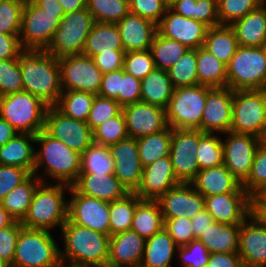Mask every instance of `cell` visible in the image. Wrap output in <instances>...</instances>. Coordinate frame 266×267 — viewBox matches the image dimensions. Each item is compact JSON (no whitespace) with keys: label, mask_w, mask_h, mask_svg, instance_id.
<instances>
[{"label":"cell","mask_w":266,"mask_h":267,"mask_svg":"<svg viewBox=\"0 0 266 267\" xmlns=\"http://www.w3.org/2000/svg\"><path fill=\"white\" fill-rule=\"evenodd\" d=\"M174 89L168 71L155 67L141 79V101L166 109Z\"/></svg>","instance_id":"cell-31"},{"label":"cell","mask_w":266,"mask_h":267,"mask_svg":"<svg viewBox=\"0 0 266 267\" xmlns=\"http://www.w3.org/2000/svg\"><path fill=\"white\" fill-rule=\"evenodd\" d=\"M238 254L244 267H266V227L252 214L240 224Z\"/></svg>","instance_id":"cell-22"},{"label":"cell","mask_w":266,"mask_h":267,"mask_svg":"<svg viewBox=\"0 0 266 267\" xmlns=\"http://www.w3.org/2000/svg\"><path fill=\"white\" fill-rule=\"evenodd\" d=\"M234 91L229 87H207V99L201 118L204 133H227L232 125Z\"/></svg>","instance_id":"cell-17"},{"label":"cell","mask_w":266,"mask_h":267,"mask_svg":"<svg viewBox=\"0 0 266 267\" xmlns=\"http://www.w3.org/2000/svg\"><path fill=\"white\" fill-rule=\"evenodd\" d=\"M15 220L9 215V213L0 204V229H3L11 225Z\"/></svg>","instance_id":"cell-72"},{"label":"cell","mask_w":266,"mask_h":267,"mask_svg":"<svg viewBox=\"0 0 266 267\" xmlns=\"http://www.w3.org/2000/svg\"><path fill=\"white\" fill-rule=\"evenodd\" d=\"M38 143L40 150H35L34 174L45 183L43 175L37 174L39 168L44 167L47 179L53 178L55 183L71 186L79 176L81 154L50 136L44 129L35 135V144Z\"/></svg>","instance_id":"cell-3"},{"label":"cell","mask_w":266,"mask_h":267,"mask_svg":"<svg viewBox=\"0 0 266 267\" xmlns=\"http://www.w3.org/2000/svg\"><path fill=\"white\" fill-rule=\"evenodd\" d=\"M48 107L33 94L20 91L2 96L0 118L9 122L18 133L36 135L44 129Z\"/></svg>","instance_id":"cell-7"},{"label":"cell","mask_w":266,"mask_h":267,"mask_svg":"<svg viewBox=\"0 0 266 267\" xmlns=\"http://www.w3.org/2000/svg\"><path fill=\"white\" fill-rule=\"evenodd\" d=\"M175 0H166L167 4L170 5L172 2H174Z\"/></svg>","instance_id":"cell-74"},{"label":"cell","mask_w":266,"mask_h":267,"mask_svg":"<svg viewBox=\"0 0 266 267\" xmlns=\"http://www.w3.org/2000/svg\"><path fill=\"white\" fill-rule=\"evenodd\" d=\"M68 201V219L83 227L110 235L109 202L78 193L72 186Z\"/></svg>","instance_id":"cell-16"},{"label":"cell","mask_w":266,"mask_h":267,"mask_svg":"<svg viewBox=\"0 0 266 267\" xmlns=\"http://www.w3.org/2000/svg\"><path fill=\"white\" fill-rule=\"evenodd\" d=\"M196 68L197 49H188L183 56L167 70L174 88L199 85Z\"/></svg>","instance_id":"cell-44"},{"label":"cell","mask_w":266,"mask_h":267,"mask_svg":"<svg viewBox=\"0 0 266 267\" xmlns=\"http://www.w3.org/2000/svg\"><path fill=\"white\" fill-rule=\"evenodd\" d=\"M121 91V69L104 73L101 87L97 95L114 99L119 103V92Z\"/></svg>","instance_id":"cell-62"},{"label":"cell","mask_w":266,"mask_h":267,"mask_svg":"<svg viewBox=\"0 0 266 267\" xmlns=\"http://www.w3.org/2000/svg\"><path fill=\"white\" fill-rule=\"evenodd\" d=\"M24 51L19 34L0 33V59H15Z\"/></svg>","instance_id":"cell-63"},{"label":"cell","mask_w":266,"mask_h":267,"mask_svg":"<svg viewBox=\"0 0 266 267\" xmlns=\"http://www.w3.org/2000/svg\"><path fill=\"white\" fill-rule=\"evenodd\" d=\"M203 47L227 66L239 43L230 25H217L208 28Z\"/></svg>","instance_id":"cell-36"},{"label":"cell","mask_w":266,"mask_h":267,"mask_svg":"<svg viewBox=\"0 0 266 267\" xmlns=\"http://www.w3.org/2000/svg\"><path fill=\"white\" fill-rule=\"evenodd\" d=\"M79 173L114 174V159L108 146L92 143L82 152Z\"/></svg>","instance_id":"cell-43"},{"label":"cell","mask_w":266,"mask_h":267,"mask_svg":"<svg viewBox=\"0 0 266 267\" xmlns=\"http://www.w3.org/2000/svg\"><path fill=\"white\" fill-rule=\"evenodd\" d=\"M230 131L264 138L266 133V89L234 91Z\"/></svg>","instance_id":"cell-10"},{"label":"cell","mask_w":266,"mask_h":267,"mask_svg":"<svg viewBox=\"0 0 266 267\" xmlns=\"http://www.w3.org/2000/svg\"><path fill=\"white\" fill-rule=\"evenodd\" d=\"M124 50H111V52H101L92 57L95 65L104 73L116 71L123 68Z\"/></svg>","instance_id":"cell-60"},{"label":"cell","mask_w":266,"mask_h":267,"mask_svg":"<svg viewBox=\"0 0 266 267\" xmlns=\"http://www.w3.org/2000/svg\"><path fill=\"white\" fill-rule=\"evenodd\" d=\"M207 267H244L238 253H210Z\"/></svg>","instance_id":"cell-64"},{"label":"cell","mask_w":266,"mask_h":267,"mask_svg":"<svg viewBox=\"0 0 266 267\" xmlns=\"http://www.w3.org/2000/svg\"><path fill=\"white\" fill-rule=\"evenodd\" d=\"M23 91L48 106H55L62 93L58 58L45 50H24L19 55Z\"/></svg>","instance_id":"cell-2"},{"label":"cell","mask_w":266,"mask_h":267,"mask_svg":"<svg viewBox=\"0 0 266 267\" xmlns=\"http://www.w3.org/2000/svg\"><path fill=\"white\" fill-rule=\"evenodd\" d=\"M114 159V175L127 188L134 192L141 182L143 166L139 158L136 138H126L108 146Z\"/></svg>","instance_id":"cell-19"},{"label":"cell","mask_w":266,"mask_h":267,"mask_svg":"<svg viewBox=\"0 0 266 267\" xmlns=\"http://www.w3.org/2000/svg\"><path fill=\"white\" fill-rule=\"evenodd\" d=\"M223 141V164L243 183L249 176L258 145L263 140L252 134L229 131Z\"/></svg>","instance_id":"cell-15"},{"label":"cell","mask_w":266,"mask_h":267,"mask_svg":"<svg viewBox=\"0 0 266 267\" xmlns=\"http://www.w3.org/2000/svg\"><path fill=\"white\" fill-rule=\"evenodd\" d=\"M169 5L166 0H129V11L132 14L159 24Z\"/></svg>","instance_id":"cell-55"},{"label":"cell","mask_w":266,"mask_h":267,"mask_svg":"<svg viewBox=\"0 0 266 267\" xmlns=\"http://www.w3.org/2000/svg\"><path fill=\"white\" fill-rule=\"evenodd\" d=\"M35 135L17 133L5 145L0 147V165L18 166L34 174Z\"/></svg>","instance_id":"cell-30"},{"label":"cell","mask_w":266,"mask_h":267,"mask_svg":"<svg viewBox=\"0 0 266 267\" xmlns=\"http://www.w3.org/2000/svg\"><path fill=\"white\" fill-rule=\"evenodd\" d=\"M64 11L43 10L25 0L19 39L24 50H46L64 17Z\"/></svg>","instance_id":"cell-8"},{"label":"cell","mask_w":266,"mask_h":267,"mask_svg":"<svg viewBox=\"0 0 266 267\" xmlns=\"http://www.w3.org/2000/svg\"><path fill=\"white\" fill-rule=\"evenodd\" d=\"M125 117L122 111L107 119L93 131V143L109 146L128 138Z\"/></svg>","instance_id":"cell-47"},{"label":"cell","mask_w":266,"mask_h":267,"mask_svg":"<svg viewBox=\"0 0 266 267\" xmlns=\"http://www.w3.org/2000/svg\"><path fill=\"white\" fill-rule=\"evenodd\" d=\"M178 247L163 227L146 239L144 255L139 267H169Z\"/></svg>","instance_id":"cell-33"},{"label":"cell","mask_w":266,"mask_h":267,"mask_svg":"<svg viewBox=\"0 0 266 267\" xmlns=\"http://www.w3.org/2000/svg\"><path fill=\"white\" fill-rule=\"evenodd\" d=\"M141 101V79L127 74L121 69V91L119 92V104L125 105Z\"/></svg>","instance_id":"cell-59"},{"label":"cell","mask_w":266,"mask_h":267,"mask_svg":"<svg viewBox=\"0 0 266 267\" xmlns=\"http://www.w3.org/2000/svg\"><path fill=\"white\" fill-rule=\"evenodd\" d=\"M65 191L70 185L41 183L35 190L33 200L21 225L26 228L48 230L62 227L68 219V202Z\"/></svg>","instance_id":"cell-4"},{"label":"cell","mask_w":266,"mask_h":267,"mask_svg":"<svg viewBox=\"0 0 266 267\" xmlns=\"http://www.w3.org/2000/svg\"><path fill=\"white\" fill-rule=\"evenodd\" d=\"M22 228L20 221H14L11 225L0 229V258L10 266L15 255L18 235Z\"/></svg>","instance_id":"cell-57"},{"label":"cell","mask_w":266,"mask_h":267,"mask_svg":"<svg viewBox=\"0 0 266 267\" xmlns=\"http://www.w3.org/2000/svg\"><path fill=\"white\" fill-rule=\"evenodd\" d=\"M196 2L197 0H175L169 5V8L179 15L193 19Z\"/></svg>","instance_id":"cell-66"},{"label":"cell","mask_w":266,"mask_h":267,"mask_svg":"<svg viewBox=\"0 0 266 267\" xmlns=\"http://www.w3.org/2000/svg\"><path fill=\"white\" fill-rule=\"evenodd\" d=\"M116 26L125 52L150 50L157 24L129 12Z\"/></svg>","instance_id":"cell-27"},{"label":"cell","mask_w":266,"mask_h":267,"mask_svg":"<svg viewBox=\"0 0 266 267\" xmlns=\"http://www.w3.org/2000/svg\"><path fill=\"white\" fill-rule=\"evenodd\" d=\"M155 68L150 50L125 52L123 69L127 74L143 79Z\"/></svg>","instance_id":"cell-53"},{"label":"cell","mask_w":266,"mask_h":267,"mask_svg":"<svg viewBox=\"0 0 266 267\" xmlns=\"http://www.w3.org/2000/svg\"><path fill=\"white\" fill-rule=\"evenodd\" d=\"M122 113L130 138L148 136L168 126L165 109L142 101L123 106Z\"/></svg>","instance_id":"cell-21"},{"label":"cell","mask_w":266,"mask_h":267,"mask_svg":"<svg viewBox=\"0 0 266 267\" xmlns=\"http://www.w3.org/2000/svg\"><path fill=\"white\" fill-rule=\"evenodd\" d=\"M44 130L80 154L93 143V131L86 122L64 115L55 106L46 111Z\"/></svg>","instance_id":"cell-14"},{"label":"cell","mask_w":266,"mask_h":267,"mask_svg":"<svg viewBox=\"0 0 266 267\" xmlns=\"http://www.w3.org/2000/svg\"><path fill=\"white\" fill-rule=\"evenodd\" d=\"M250 206H266V183L250 196Z\"/></svg>","instance_id":"cell-69"},{"label":"cell","mask_w":266,"mask_h":267,"mask_svg":"<svg viewBox=\"0 0 266 267\" xmlns=\"http://www.w3.org/2000/svg\"><path fill=\"white\" fill-rule=\"evenodd\" d=\"M163 226L164 220L157 200L141 199L136 205L131 230L147 239Z\"/></svg>","instance_id":"cell-37"},{"label":"cell","mask_w":266,"mask_h":267,"mask_svg":"<svg viewBox=\"0 0 266 267\" xmlns=\"http://www.w3.org/2000/svg\"><path fill=\"white\" fill-rule=\"evenodd\" d=\"M207 99V86L175 88L165 109L168 126L172 129H199Z\"/></svg>","instance_id":"cell-9"},{"label":"cell","mask_w":266,"mask_h":267,"mask_svg":"<svg viewBox=\"0 0 266 267\" xmlns=\"http://www.w3.org/2000/svg\"><path fill=\"white\" fill-rule=\"evenodd\" d=\"M23 91L19 57L0 59V94L2 96Z\"/></svg>","instance_id":"cell-50"},{"label":"cell","mask_w":266,"mask_h":267,"mask_svg":"<svg viewBox=\"0 0 266 267\" xmlns=\"http://www.w3.org/2000/svg\"><path fill=\"white\" fill-rule=\"evenodd\" d=\"M172 130L167 126L164 130L137 139L139 158L143 167L169 156Z\"/></svg>","instance_id":"cell-39"},{"label":"cell","mask_w":266,"mask_h":267,"mask_svg":"<svg viewBox=\"0 0 266 267\" xmlns=\"http://www.w3.org/2000/svg\"><path fill=\"white\" fill-rule=\"evenodd\" d=\"M176 252L182 264L180 267H207L210 253L199 239L179 246Z\"/></svg>","instance_id":"cell-54"},{"label":"cell","mask_w":266,"mask_h":267,"mask_svg":"<svg viewBox=\"0 0 266 267\" xmlns=\"http://www.w3.org/2000/svg\"><path fill=\"white\" fill-rule=\"evenodd\" d=\"M250 213L266 227V206H250Z\"/></svg>","instance_id":"cell-71"},{"label":"cell","mask_w":266,"mask_h":267,"mask_svg":"<svg viewBox=\"0 0 266 267\" xmlns=\"http://www.w3.org/2000/svg\"><path fill=\"white\" fill-rule=\"evenodd\" d=\"M227 68V87L236 90L266 89V49L239 46Z\"/></svg>","instance_id":"cell-6"},{"label":"cell","mask_w":266,"mask_h":267,"mask_svg":"<svg viewBox=\"0 0 266 267\" xmlns=\"http://www.w3.org/2000/svg\"><path fill=\"white\" fill-rule=\"evenodd\" d=\"M17 133L18 132L9 122L0 118V147L5 145L9 140L17 135Z\"/></svg>","instance_id":"cell-67"},{"label":"cell","mask_w":266,"mask_h":267,"mask_svg":"<svg viewBox=\"0 0 266 267\" xmlns=\"http://www.w3.org/2000/svg\"><path fill=\"white\" fill-rule=\"evenodd\" d=\"M205 209L215 222L241 224L250 213V196L247 192H230L204 197Z\"/></svg>","instance_id":"cell-24"},{"label":"cell","mask_w":266,"mask_h":267,"mask_svg":"<svg viewBox=\"0 0 266 267\" xmlns=\"http://www.w3.org/2000/svg\"><path fill=\"white\" fill-rule=\"evenodd\" d=\"M146 239L128 230L110 236L109 258L111 267H139L144 255Z\"/></svg>","instance_id":"cell-26"},{"label":"cell","mask_w":266,"mask_h":267,"mask_svg":"<svg viewBox=\"0 0 266 267\" xmlns=\"http://www.w3.org/2000/svg\"><path fill=\"white\" fill-rule=\"evenodd\" d=\"M208 28L203 22L179 15L170 8L157 25V31L163 37L176 40L189 49L204 45Z\"/></svg>","instance_id":"cell-18"},{"label":"cell","mask_w":266,"mask_h":267,"mask_svg":"<svg viewBox=\"0 0 266 267\" xmlns=\"http://www.w3.org/2000/svg\"><path fill=\"white\" fill-rule=\"evenodd\" d=\"M0 267H9L3 259L0 258Z\"/></svg>","instance_id":"cell-73"},{"label":"cell","mask_w":266,"mask_h":267,"mask_svg":"<svg viewBox=\"0 0 266 267\" xmlns=\"http://www.w3.org/2000/svg\"><path fill=\"white\" fill-rule=\"evenodd\" d=\"M64 250L60 259L67 267H103L109 258L110 235L72 223L69 219L61 227Z\"/></svg>","instance_id":"cell-1"},{"label":"cell","mask_w":266,"mask_h":267,"mask_svg":"<svg viewBox=\"0 0 266 267\" xmlns=\"http://www.w3.org/2000/svg\"><path fill=\"white\" fill-rule=\"evenodd\" d=\"M31 173L18 166L0 165V203L8 192L24 182Z\"/></svg>","instance_id":"cell-58"},{"label":"cell","mask_w":266,"mask_h":267,"mask_svg":"<svg viewBox=\"0 0 266 267\" xmlns=\"http://www.w3.org/2000/svg\"><path fill=\"white\" fill-rule=\"evenodd\" d=\"M240 224L214 222L198 238L209 253H238Z\"/></svg>","instance_id":"cell-32"},{"label":"cell","mask_w":266,"mask_h":267,"mask_svg":"<svg viewBox=\"0 0 266 267\" xmlns=\"http://www.w3.org/2000/svg\"><path fill=\"white\" fill-rule=\"evenodd\" d=\"M266 183V141L262 140L257 147L254 161L248 178L242 187L251 196L259 187Z\"/></svg>","instance_id":"cell-52"},{"label":"cell","mask_w":266,"mask_h":267,"mask_svg":"<svg viewBox=\"0 0 266 267\" xmlns=\"http://www.w3.org/2000/svg\"><path fill=\"white\" fill-rule=\"evenodd\" d=\"M190 220L194 233V239H198L203 234V232H205L209 228V226H211L215 222L211 214L206 209L198 212Z\"/></svg>","instance_id":"cell-65"},{"label":"cell","mask_w":266,"mask_h":267,"mask_svg":"<svg viewBox=\"0 0 266 267\" xmlns=\"http://www.w3.org/2000/svg\"><path fill=\"white\" fill-rule=\"evenodd\" d=\"M111 50H124L116 24L95 21L82 54L92 58L103 51L111 52Z\"/></svg>","instance_id":"cell-34"},{"label":"cell","mask_w":266,"mask_h":267,"mask_svg":"<svg viewBox=\"0 0 266 267\" xmlns=\"http://www.w3.org/2000/svg\"><path fill=\"white\" fill-rule=\"evenodd\" d=\"M230 26L235 32L239 46L264 47L266 45V5L262 3Z\"/></svg>","instance_id":"cell-29"},{"label":"cell","mask_w":266,"mask_h":267,"mask_svg":"<svg viewBox=\"0 0 266 267\" xmlns=\"http://www.w3.org/2000/svg\"><path fill=\"white\" fill-rule=\"evenodd\" d=\"M191 184L203 197L230 192H246L242 183L224 164L199 170Z\"/></svg>","instance_id":"cell-28"},{"label":"cell","mask_w":266,"mask_h":267,"mask_svg":"<svg viewBox=\"0 0 266 267\" xmlns=\"http://www.w3.org/2000/svg\"><path fill=\"white\" fill-rule=\"evenodd\" d=\"M193 19L208 27L219 25L217 3L214 0H197Z\"/></svg>","instance_id":"cell-61"},{"label":"cell","mask_w":266,"mask_h":267,"mask_svg":"<svg viewBox=\"0 0 266 267\" xmlns=\"http://www.w3.org/2000/svg\"><path fill=\"white\" fill-rule=\"evenodd\" d=\"M62 91H84L97 95L103 73L91 57L68 55L58 58Z\"/></svg>","instance_id":"cell-12"},{"label":"cell","mask_w":266,"mask_h":267,"mask_svg":"<svg viewBox=\"0 0 266 267\" xmlns=\"http://www.w3.org/2000/svg\"><path fill=\"white\" fill-rule=\"evenodd\" d=\"M64 13H72L74 11L86 8L87 0H59Z\"/></svg>","instance_id":"cell-68"},{"label":"cell","mask_w":266,"mask_h":267,"mask_svg":"<svg viewBox=\"0 0 266 267\" xmlns=\"http://www.w3.org/2000/svg\"><path fill=\"white\" fill-rule=\"evenodd\" d=\"M163 219L193 218L205 209L204 197L191 183H180L157 199Z\"/></svg>","instance_id":"cell-20"},{"label":"cell","mask_w":266,"mask_h":267,"mask_svg":"<svg viewBox=\"0 0 266 267\" xmlns=\"http://www.w3.org/2000/svg\"><path fill=\"white\" fill-rule=\"evenodd\" d=\"M87 10L94 21L116 24L129 11V0H87Z\"/></svg>","instance_id":"cell-45"},{"label":"cell","mask_w":266,"mask_h":267,"mask_svg":"<svg viewBox=\"0 0 266 267\" xmlns=\"http://www.w3.org/2000/svg\"><path fill=\"white\" fill-rule=\"evenodd\" d=\"M94 22V18L87 8L65 14L45 51L56 58L82 55L87 36Z\"/></svg>","instance_id":"cell-11"},{"label":"cell","mask_w":266,"mask_h":267,"mask_svg":"<svg viewBox=\"0 0 266 267\" xmlns=\"http://www.w3.org/2000/svg\"><path fill=\"white\" fill-rule=\"evenodd\" d=\"M60 248L51 231L23 227L9 267H61Z\"/></svg>","instance_id":"cell-5"},{"label":"cell","mask_w":266,"mask_h":267,"mask_svg":"<svg viewBox=\"0 0 266 267\" xmlns=\"http://www.w3.org/2000/svg\"><path fill=\"white\" fill-rule=\"evenodd\" d=\"M199 170L211 168L223 164L222 139L217 133H204L199 138V146L196 153Z\"/></svg>","instance_id":"cell-46"},{"label":"cell","mask_w":266,"mask_h":267,"mask_svg":"<svg viewBox=\"0 0 266 267\" xmlns=\"http://www.w3.org/2000/svg\"><path fill=\"white\" fill-rule=\"evenodd\" d=\"M141 198L134 192L124 198L109 203L110 236L131 230L137 203Z\"/></svg>","instance_id":"cell-41"},{"label":"cell","mask_w":266,"mask_h":267,"mask_svg":"<svg viewBox=\"0 0 266 267\" xmlns=\"http://www.w3.org/2000/svg\"><path fill=\"white\" fill-rule=\"evenodd\" d=\"M25 0H0V33L20 34Z\"/></svg>","instance_id":"cell-49"},{"label":"cell","mask_w":266,"mask_h":267,"mask_svg":"<svg viewBox=\"0 0 266 267\" xmlns=\"http://www.w3.org/2000/svg\"><path fill=\"white\" fill-rule=\"evenodd\" d=\"M170 156H165L143 168L141 182L134 191L141 199L157 200L169 189L179 185Z\"/></svg>","instance_id":"cell-23"},{"label":"cell","mask_w":266,"mask_h":267,"mask_svg":"<svg viewBox=\"0 0 266 267\" xmlns=\"http://www.w3.org/2000/svg\"><path fill=\"white\" fill-rule=\"evenodd\" d=\"M122 111V106L114 99L95 95L86 123L92 131L107 119L117 116Z\"/></svg>","instance_id":"cell-51"},{"label":"cell","mask_w":266,"mask_h":267,"mask_svg":"<svg viewBox=\"0 0 266 267\" xmlns=\"http://www.w3.org/2000/svg\"><path fill=\"white\" fill-rule=\"evenodd\" d=\"M263 3V0H220L217 3L219 25H231Z\"/></svg>","instance_id":"cell-48"},{"label":"cell","mask_w":266,"mask_h":267,"mask_svg":"<svg viewBox=\"0 0 266 267\" xmlns=\"http://www.w3.org/2000/svg\"><path fill=\"white\" fill-rule=\"evenodd\" d=\"M204 134L199 129H173L169 156L175 177L180 183H191L198 171L196 158L199 138Z\"/></svg>","instance_id":"cell-13"},{"label":"cell","mask_w":266,"mask_h":267,"mask_svg":"<svg viewBox=\"0 0 266 267\" xmlns=\"http://www.w3.org/2000/svg\"><path fill=\"white\" fill-rule=\"evenodd\" d=\"M198 84L210 88L227 87L226 65L203 46L197 48Z\"/></svg>","instance_id":"cell-38"},{"label":"cell","mask_w":266,"mask_h":267,"mask_svg":"<svg viewBox=\"0 0 266 267\" xmlns=\"http://www.w3.org/2000/svg\"><path fill=\"white\" fill-rule=\"evenodd\" d=\"M71 186L84 196L109 203L130 193L114 174L79 173Z\"/></svg>","instance_id":"cell-25"},{"label":"cell","mask_w":266,"mask_h":267,"mask_svg":"<svg viewBox=\"0 0 266 267\" xmlns=\"http://www.w3.org/2000/svg\"><path fill=\"white\" fill-rule=\"evenodd\" d=\"M263 140H264V141H266V133H265V135H264V138H263Z\"/></svg>","instance_id":"cell-75"},{"label":"cell","mask_w":266,"mask_h":267,"mask_svg":"<svg viewBox=\"0 0 266 267\" xmlns=\"http://www.w3.org/2000/svg\"><path fill=\"white\" fill-rule=\"evenodd\" d=\"M41 183L35 174H31L24 182L8 192L0 204L15 221L21 222L28 212L36 188Z\"/></svg>","instance_id":"cell-35"},{"label":"cell","mask_w":266,"mask_h":267,"mask_svg":"<svg viewBox=\"0 0 266 267\" xmlns=\"http://www.w3.org/2000/svg\"><path fill=\"white\" fill-rule=\"evenodd\" d=\"M38 7L43 10L64 11L59 0H32Z\"/></svg>","instance_id":"cell-70"},{"label":"cell","mask_w":266,"mask_h":267,"mask_svg":"<svg viewBox=\"0 0 266 267\" xmlns=\"http://www.w3.org/2000/svg\"><path fill=\"white\" fill-rule=\"evenodd\" d=\"M95 94L84 91H62L55 107L72 119L86 122Z\"/></svg>","instance_id":"cell-40"},{"label":"cell","mask_w":266,"mask_h":267,"mask_svg":"<svg viewBox=\"0 0 266 267\" xmlns=\"http://www.w3.org/2000/svg\"><path fill=\"white\" fill-rule=\"evenodd\" d=\"M164 220V229L178 246H184L194 240L191 220L179 217Z\"/></svg>","instance_id":"cell-56"},{"label":"cell","mask_w":266,"mask_h":267,"mask_svg":"<svg viewBox=\"0 0 266 267\" xmlns=\"http://www.w3.org/2000/svg\"><path fill=\"white\" fill-rule=\"evenodd\" d=\"M176 40L163 37L158 31L153 39L150 51L156 68L168 70L188 50Z\"/></svg>","instance_id":"cell-42"}]
</instances>
